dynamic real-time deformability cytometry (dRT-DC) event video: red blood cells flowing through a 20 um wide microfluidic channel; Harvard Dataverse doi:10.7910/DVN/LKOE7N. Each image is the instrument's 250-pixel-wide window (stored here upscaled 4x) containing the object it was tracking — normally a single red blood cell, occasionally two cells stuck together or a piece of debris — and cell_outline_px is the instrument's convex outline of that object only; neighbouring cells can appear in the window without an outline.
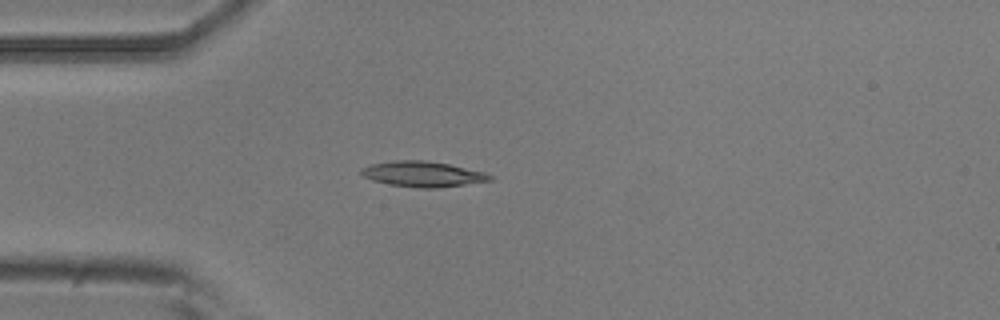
{"species": "common noctule bat (a hibernating species)", "species_latin": "Nyctalus noctula", "temperature_condition": "room temperature", "stored_images_in_passage": 4, "camera_frame_rate_fps": 3000, "um_per_image_px": 0.085, "animal": {"sex": "male", "body_mass_g": 20.5, "forearm_length_mm": 52.5}, "frame": {"image": 1, "passage_image": 4, "time_ms": 4.333, "image_size_px": [1000, 320], "cell_outline_px": [[492, 180], [436, 188], [420, 188], [388, 184], [372, 180], [364, 176], [360, 172], [360, 168], [368, 164], [396, 160], [424, 160], [448, 164], [484, 172], [492, 176]], "centroid_in_image_um": [35.87, 14.79], "position_along_channel_um": 49.1, "area_um2": 18.96}}